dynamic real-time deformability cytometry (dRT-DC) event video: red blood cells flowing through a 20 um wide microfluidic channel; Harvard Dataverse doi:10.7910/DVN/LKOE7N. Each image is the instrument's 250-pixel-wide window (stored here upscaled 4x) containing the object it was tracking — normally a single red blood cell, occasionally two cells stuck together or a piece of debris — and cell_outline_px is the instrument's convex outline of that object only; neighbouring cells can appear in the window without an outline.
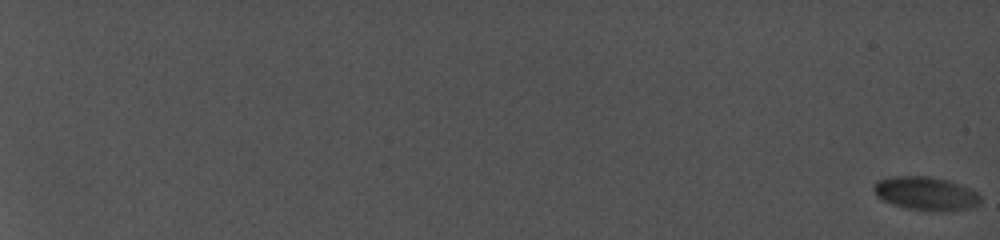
{"species": "common noctule bat (a hibernating species)", "species_latin": "Nyctalus noctula", "temperature_condition": "cold", "stored_images_in_passage": 38, "camera_frame_rate_fps": 5000, "um_per_image_px": 0.085, "animal": {"sex": "female", "body_mass_g": 19.0, "forearm_length_mm": 56.7}, "frame": {"image": 1, "passage_image": 1, "time_ms": 0.0, "image_size_px": [1000, 240], "cell_outline_px": [[980, 204], [968, 208], [928, 212], [904, 208], [892, 204], [876, 196], [872, 188], [876, 180], [888, 176], [928, 176], [948, 180], [960, 184], [976, 192], [980, 196]], "centroid_in_image_um": [78.64, 16.44], "position_along_channel_um": 6.4, "area_um2": 21.04}}
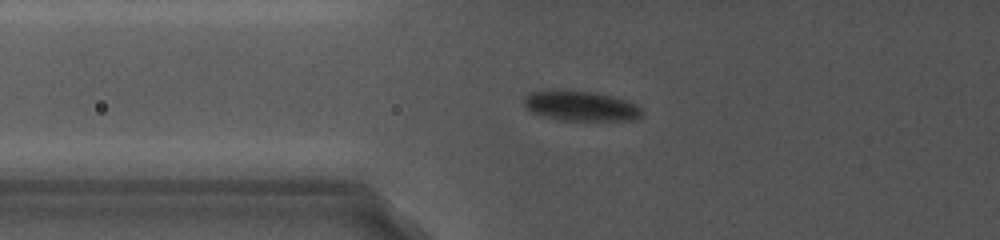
{"frame": {"image": 2, "passage_image": 22, "time_ms": 10.0, "image_size_px": [1000, 240], "cell_outline_px": [[644, 116], [636, 120], [556, 120], [540, 116], [532, 112], [524, 104], [524, 96], [532, 92], [592, 92], [624, 100], [636, 104], [644, 112]], "centroid_in_image_um": [49.41, 9.06], "position_along_channel_um": 76.4, "area_um2": 20.06}}
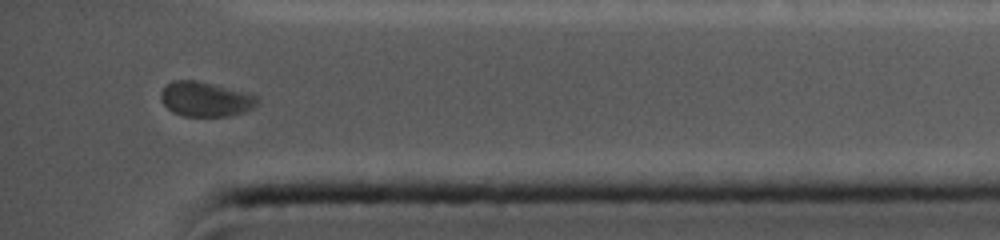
{"frame": {"image": 3, "passage_image": 38, "time_ms": 19.2, "image_size_px": [1000, 240], "cell_outline_px": [[260, 100], [256, 108], [248, 112], [232, 116], [180, 116], [172, 112], [164, 104], [160, 96], [160, 92], [168, 84], [176, 80], [192, 80], [256, 96]], "centroid_in_image_um": [17.48, 8.48], "position_along_channel_um": 417.7, "area_um2": 19.25}}